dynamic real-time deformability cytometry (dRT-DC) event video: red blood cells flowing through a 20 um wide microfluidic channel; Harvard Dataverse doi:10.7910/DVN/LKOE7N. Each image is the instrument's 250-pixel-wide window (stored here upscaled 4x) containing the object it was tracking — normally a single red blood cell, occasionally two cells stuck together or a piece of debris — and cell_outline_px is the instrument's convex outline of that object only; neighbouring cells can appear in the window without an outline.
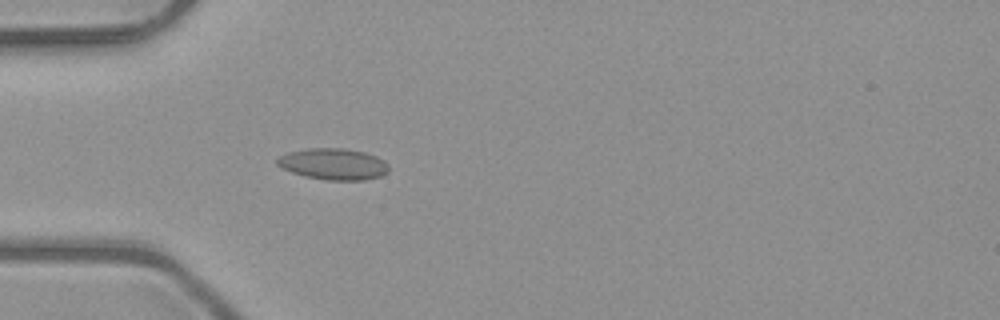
{"species": "common noctule bat (a hibernating species)", "species_latin": "Nyctalus noctula", "temperature_condition": "room temperature", "stored_images_in_passage": 33, "camera_frame_rate_fps": 3000, "um_per_image_px": 0.085, "animal": {"sex": "male", "body_mass_g": 23.1, "forearm_length_mm": 52.7}, "frame": {"image": 1, "passage_image": 8, "time_ms": 2.333, "image_size_px": [1000, 320], "cell_outline_px": [[388, 172], [380, 176], [364, 180], [324, 180], [304, 176], [292, 172], [276, 164], [276, 160], [280, 156], [288, 152], [308, 148], [344, 148], [364, 152], [376, 156], [384, 160], [388, 164]], "centroid_in_image_um": [28.34, 13.94], "position_along_channel_um": 56.7, "area_um2": 20.4}}
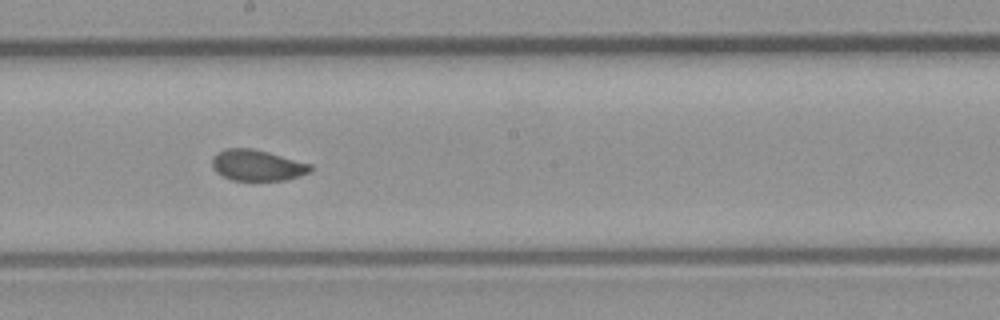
{"frame": {"image": 2, "passage_image": 21, "time_ms": 6.667, "image_size_px": [1000, 320], "cell_outline_px": [[312, 168], [308, 172], [284, 180], [232, 180], [216, 172], [212, 168], [212, 156], [224, 148], [252, 148], [268, 152], [312, 164]], "centroid_in_image_um": [21.81, 14.03], "position_along_channel_um": 226.4, "area_um2": 17.63}}
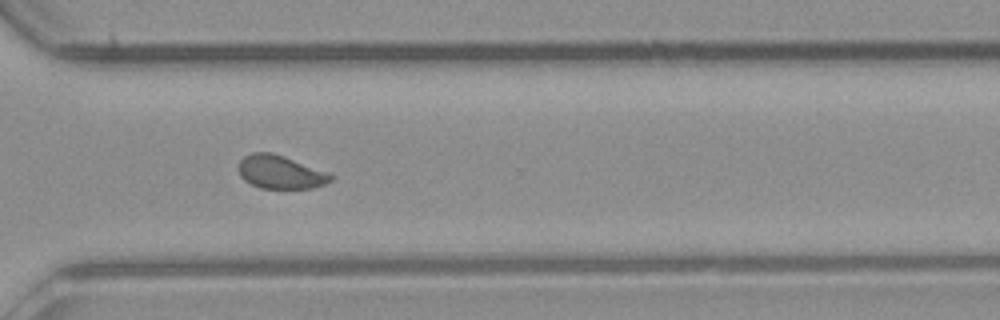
{"frame": {"image": 3, "passage_image": 30, "time_ms": 9.667, "image_size_px": [1000, 320], "cell_outline_px": [[336, 176], [332, 180], [324, 184], [312, 188], [260, 188], [244, 180], [240, 176], [236, 168], [240, 160], [244, 156], [252, 152], [272, 152], [284, 156], [328, 172]], "centroid_in_image_um": [23.81, 14.62], "position_along_channel_um": 346.8, "area_um2": 18.09}, "authors_computed_cell_mechanics": {"area_um2": 18.3804, "velocity_mm_per_s": 4.0248, "shape_relaxation_time_tau1_ms": 5.9069, "shape_relaxation_time_tau2_ms": 1.1038, "deformation_change_tau1": 0.1203, "deformation_change_tau2": 0.0497}}